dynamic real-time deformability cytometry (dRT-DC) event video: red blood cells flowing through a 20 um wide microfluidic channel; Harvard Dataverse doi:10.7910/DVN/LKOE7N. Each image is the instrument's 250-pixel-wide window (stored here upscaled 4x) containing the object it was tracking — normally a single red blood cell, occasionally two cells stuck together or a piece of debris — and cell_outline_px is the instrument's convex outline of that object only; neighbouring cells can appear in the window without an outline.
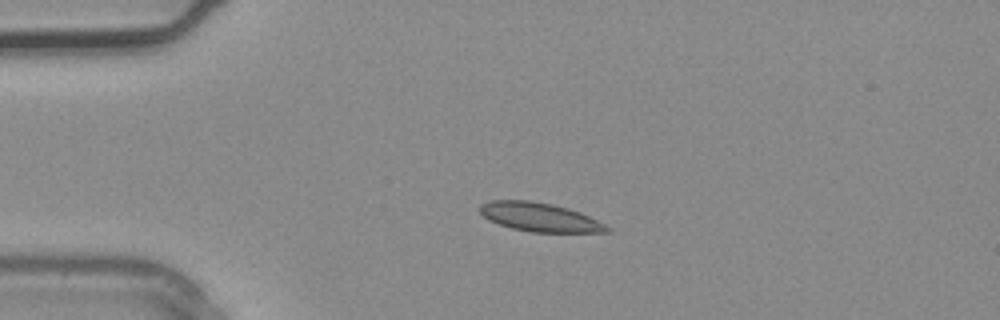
{"species": "common noctule bat (a hibernating species)", "species_latin": "Nyctalus noctula", "temperature_condition": "warm", "stored_images_in_passage": 3, "camera_frame_rate_fps": 3000, "um_per_image_px": 0.085, "animal": {"sex": "male", "body_mass_g": 20.4}, "frame": {"image": 1, "passage_image": 2, "time_ms": 0.333, "image_size_px": [1000, 320], "cell_outline_px": [[612, 232], [532, 232], [512, 228], [488, 220], [480, 212], [480, 204], [492, 200], [528, 200], [552, 204], [568, 208], [580, 212], [612, 228]], "centroid_in_image_um": [45.88, 18.45], "position_along_channel_um": 39.1, "area_um2": 21.21}}